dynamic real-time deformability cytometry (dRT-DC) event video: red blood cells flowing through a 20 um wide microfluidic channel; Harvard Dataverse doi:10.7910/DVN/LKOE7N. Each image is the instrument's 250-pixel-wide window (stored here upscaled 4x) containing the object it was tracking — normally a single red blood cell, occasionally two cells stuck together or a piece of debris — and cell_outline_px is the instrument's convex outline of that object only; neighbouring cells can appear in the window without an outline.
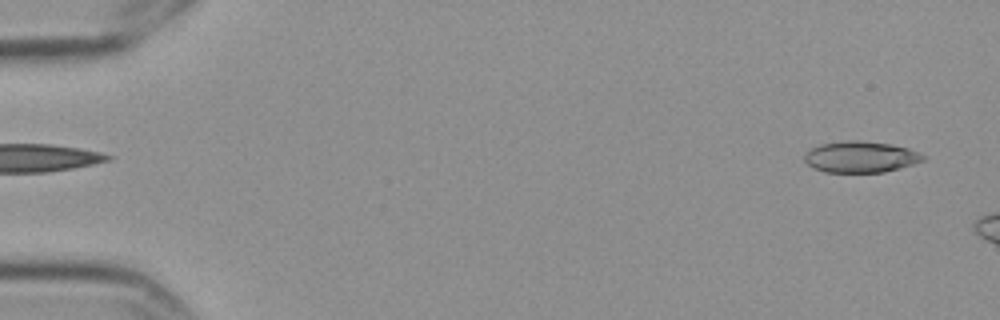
{"species": "Egyptian fruit bat (a non-hibernating species)", "species_latin": "Rousettus aegyptiacus", "temperature_condition": "cold", "stored_images_in_passage": 2, "camera_frame_rate_fps": 3000, "um_per_image_px": 0.085, "frame": {"image": 1, "passage_image": 2, "time_ms": 0.333, "image_size_px": [1000, 320], "cell_outline_px": [[924, 160], [900, 168], [884, 172], [824, 172], [812, 168], [804, 160], [804, 156], [812, 148], [820, 144], [848, 140], [860, 140], [892, 144], [908, 148], [920, 152], [924, 156]], "centroid_in_image_um": [73.15, 13.33], "position_along_channel_um": 11.8, "area_um2": 21.62}}